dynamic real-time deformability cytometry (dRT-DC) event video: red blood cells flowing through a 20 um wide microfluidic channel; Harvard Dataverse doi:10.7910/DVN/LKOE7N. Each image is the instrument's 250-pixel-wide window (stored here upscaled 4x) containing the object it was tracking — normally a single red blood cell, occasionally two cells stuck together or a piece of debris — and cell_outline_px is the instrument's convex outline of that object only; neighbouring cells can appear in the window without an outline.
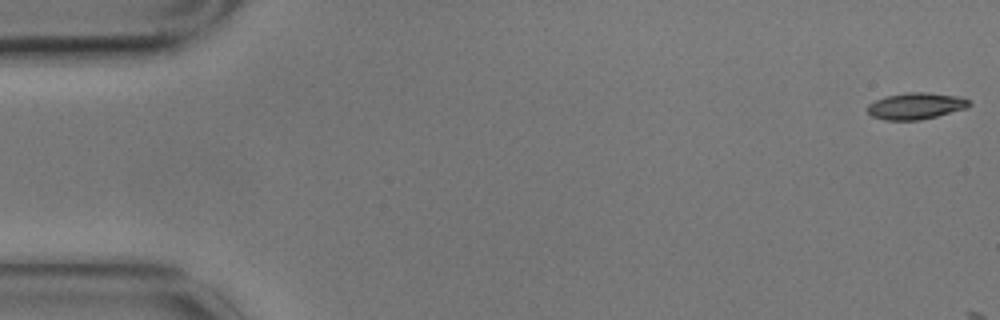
{"species": "common noctule bat (a hibernating species)", "species_latin": "Nyctalus noctula", "temperature_condition": "cold", "stored_images_in_passage": 6, "camera_frame_rate_fps": 3000, "um_per_image_px": 0.085, "animal": {"sex": "male", "body_mass_g": 17.9}, "frame": {"image": 1, "passage_image": 1, "time_ms": 0.0, "image_size_px": [1000, 320], "cell_outline_px": [[972, 104], [968, 108], [920, 120], [884, 120], [872, 116], [864, 108], [868, 104], [884, 96], [904, 92], [928, 92], [960, 96], [968, 100]], "centroid_in_image_um": [77.83, 9.0], "position_along_channel_um": 7.2, "area_um2": 16.01}}